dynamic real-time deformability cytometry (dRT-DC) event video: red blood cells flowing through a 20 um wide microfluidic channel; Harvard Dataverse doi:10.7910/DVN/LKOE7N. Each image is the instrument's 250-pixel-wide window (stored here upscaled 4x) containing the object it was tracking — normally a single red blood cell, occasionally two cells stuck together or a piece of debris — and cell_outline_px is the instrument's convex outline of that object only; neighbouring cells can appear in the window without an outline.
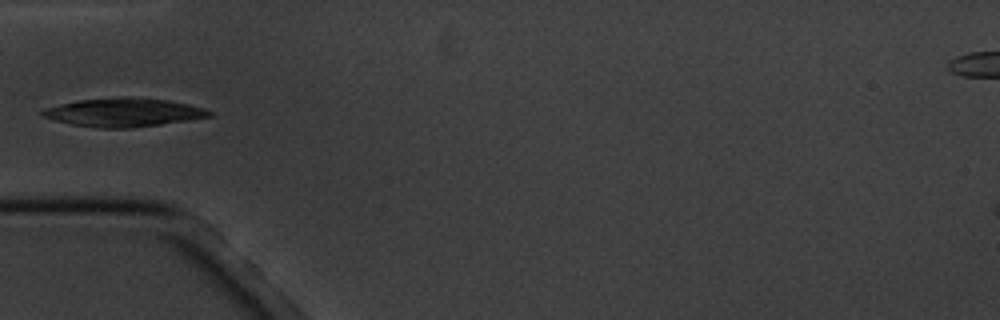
{"species": "common noctule bat (a hibernating species)", "species_latin": "Nyctalus noctula", "temperature_condition": "cold", "stored_images_in_passage": 4, "camera_frame_rate_fps": 3000, "um_per_image_px": 0.085, "animal": {"sex": "male", "body_mass_g": 20.1, "forearm_length_mm": 53.5}, "frame": {"image": 1, "passage_image": 3, "time_ms": 3.0, "image_size_px": [1000, 320], "cell_outline_px": [[212, 116], [188, 120], [132, 128], [96, 128], [72, 124], [52, 120], [40, 116], [40, 112], [44, 108], [60, 104], [80, 100], [120, 96], [168, 100], [188, 104], [204, 108], [212, 112]], "centroid_in_image_um": [10.46, 9.55], "position_along_channel_um": 74.5, "area_um2": 27.8}}
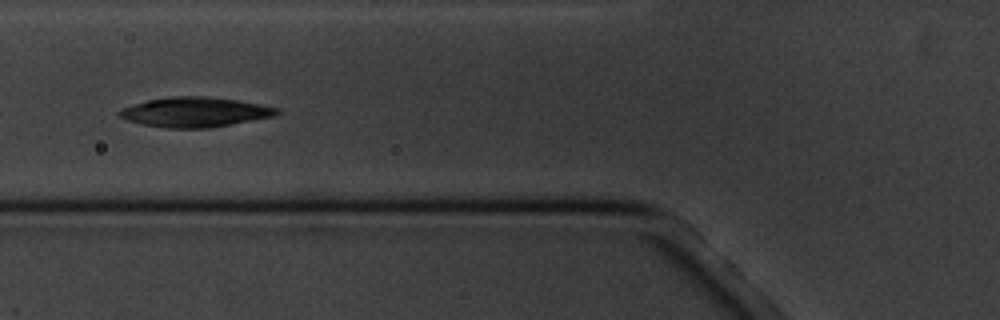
{"frame": {"image": 2, "passage_image": 4, "time_ms": 4.0, "image_size_px": [1000, 320], "cell_outline_px": [[280, 112], [276, 116], [212, 128], [168, 128], [144, 124], [128, 120], [120, 116], [116, 112], [120, 108], [132, 104], [148, 100], [172, 96], [204, 96], [236, 100], [260, 104], [280, 108]], "centroid_in_image_um": [16.6, 9.53], "position_along_channel_um": 109.2, "area_um2": 27.46}}